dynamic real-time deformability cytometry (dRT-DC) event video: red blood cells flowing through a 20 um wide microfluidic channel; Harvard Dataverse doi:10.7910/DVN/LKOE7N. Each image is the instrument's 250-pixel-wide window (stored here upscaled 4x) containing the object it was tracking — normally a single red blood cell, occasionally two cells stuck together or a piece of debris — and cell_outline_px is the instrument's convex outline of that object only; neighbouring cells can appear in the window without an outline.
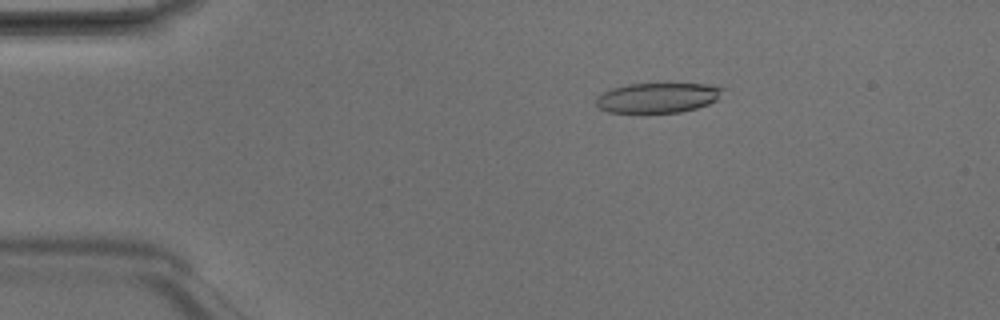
{"species": "Egyptian fruit bat (a non-hibernating species)", "species_latin": "Rousettus aegyptiacus", "temperature_condition": "room temperature", "stored_images_in_passage": 3, "camera_frame_rate_fps": 3000, "um_per_image_px": 0.085, "animal": {"sex": "male"}, "frame": {"image": 1, "passage_image": 3, "time_ms": 0.667, "image_size_px": [1000, 320], "cell_outline_px": [[728, 88], [716, 100], [708, 104], [696, 108], [680, 112], [640, 116], [608, 112], [600, 108], [596, 104], [596, 96], [612, 88], [628, 84], [708, 84]], "centroid_in_image_um": [55.88, 8.36], "position_along_channel_um": 29.1, "area_um2": 23.12}}